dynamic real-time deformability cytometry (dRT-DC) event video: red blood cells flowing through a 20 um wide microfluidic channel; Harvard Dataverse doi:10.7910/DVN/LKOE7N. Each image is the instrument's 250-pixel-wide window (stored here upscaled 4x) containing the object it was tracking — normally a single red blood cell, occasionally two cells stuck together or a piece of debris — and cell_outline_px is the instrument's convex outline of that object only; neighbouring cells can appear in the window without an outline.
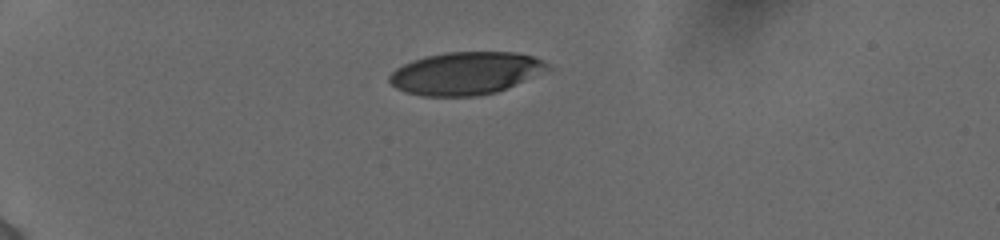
{"species": "human", "species_latin": "Homo sapiens", "temperature_condition": "cold", "stored_images_in_passage": 40, "camera_frame_rate_fps": 3000, "um_per_image_px": 0.085, "donor": {"sex": "female"}, "frame": {"image": 1, "passage_image": 1, "time_ms": 0.0, "image_size_px": [1000, 240], "cell_outline_px": [[548, 68], [496, 92], [476, 96], [424, 96], [404, 92], [396, 88], [388, 80], [388, 76], [396, 68], [412, 60], [424, 56], [444, 52], [512, 52], [532, 56], [544, 60], [548, 64]], "centroid_in_image_um": [39.48, 6.22], "position_along_channel_um": 45.5, "area_um2": 38.78}}
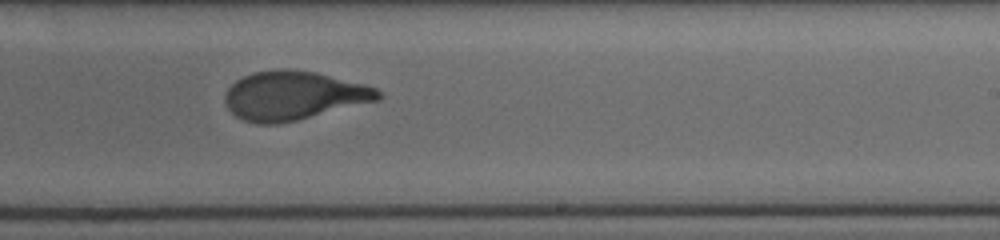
{"frame": {"image": 2, "passage_image": 22, "time_ms": 7.0, "image_size_px": [1000, 240], "cell_outline_px": [[380, 100], [296, 120], [276, 124], [256, 124], [244, 120], [236, 116], [228, 108], [224, 100], [224, 96], [228, 88], [236, 80], [252, 72], [276, 68], [292, 68], [316, 72], [364, 84], [376, 88], [380, 92]], "centroid_in_image_um": [24.93, 8.11], "position_along_channel_um": 264.1, "area_um2": 43.64}}
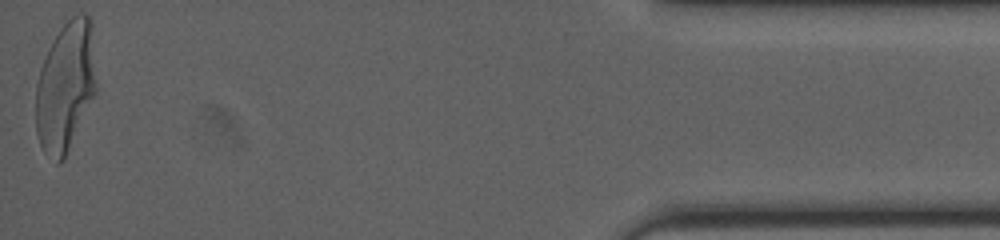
{"frame": {"image": 3, "passage_image": 40, "time_ms": 13.0, "image_size_px": [1000, 240], "cell_outline_px": [[96, 92], [64, 160], [60, 164], [56, 164], [44, 152], [40, 144], [36, 132], [36, 84], [40, 68], [48, 48], [52, 40], [60, 28], [72, 16], [80, 12], [88, 16], [92, 20], [96, 84]], "centroid_in_image_um": [5.57, 7.36], "position_along_channel_um": 429.6, "area_um2": 46.18}, "authors_computed_cell_mechanics": {"area_um2": 43.7257, "velocity_mm_per_s": 3.8822, "shape_relaxation_time_tau1_ms": 3.3851, "shape_relaxation_time_tau2_ms": 0.7032, "deformation_change_tau1": 0.191, "deformation_change_tau2": 0.0738}}